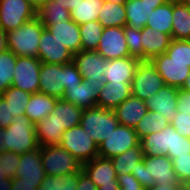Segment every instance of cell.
I'll return each mask as SVG.
<instances>
[{"label": "cell", "instance_id": "6da1fadb", "mask_svg": "<svg viewBox=\"0 0 190 190\" xmlns=\"http://www.w3.org/2000/svg\"><path fill=\"white\" fill-rule=\"evenodd\" d=\"M131 174L145 188L155 184L164 185L165 183H181L173 169L172 160L168 156H147L138 162L136 170Z\"/></svg>", "mask_w": 190, "mask_h": 190}, {"label": "cell", "instance_id": "7a4b0ae2", "mask_svg": "<svg viewBox=\"0 0 190 190\" xmlns=\"http://www.w3.org/2000/svg\"><path fill=\"white\" fill-rule=\"evenodd\" d=\"M44 28L39 17L36 16L17 29L7 31L8 50L16 56L37 57L40 36Z\"/></svg>", "mask_w": 190, "mask_h": 190}, {"label": "cell", "instance_id": "3957f363", "mask_svg": "<svg viewBox=\"0 0 190 190\" xmlns=\"http://www.w3.org/2000/svg\"><path fill=\"white\" fill-rule=\"evenodd\" d=\"M3 151L23 154L39 148L35 124L25 115L13 117L12 123L4 129Z\"/></svg>", "mask_w": 190, "mask_h": 190}, {"label": "cell", "instance_id": "277c9868", "mask_svg": "<svg viewBox=\"0 0 190 190\" xmlns=\"http://www.w3.org/2000/svg\"><path fill=\"white\" fill-rule=\"evenodd\" d=\"M41 163L47 176L71 177L82 170V163L60 145L41 147Z\"/></svg>", "mask_w": 190, "mask_h": 190}, {"label": "cell", "instance_id": "5b68a950", "mask_svg": "<svg viewBox=\"0 0 190 190\" xmlns=\"http://www.w3.org/2000/svg\"><path fill=\"white\" fill-rule=\"evenodd\" d=\"M79 125L98 146L115 130L119 121L113 110L96 106L83 110Z\"/></svg>", "mask_w": 190, "mask_h": 190}, {"label": "cell", "instance_id": "8992f818", "mask_svg": "<svg viewBox=\"0 0 190 190\" xmlns=\"http://www.w3.org/2000/svg\"><path fill=\"white\" fill-rule=\"evenodd\" d=\"M59 145L66 149L82 164L98 156L97 144L80 125L65 130Z\"/></svg>", "mask_w": 190, "mask_h": 190}, {"label": "cell", "instance_id": "52a82bcc", "mask_svg": "<svg viewBox=\"0 0 190 190\" xmlns=\"http://www.w3.org/2000/svg\"><path fill=\"white\" fill-rule=\"evenodd\" d=\"M165 85L164 80L149 60L140 61L131 83L132 95L147 101Z\"/></svg>", "mask_w": 190, "mask_h": 190}, {"label": "cell", "instance_id": "ba28073f", "mask_svg": "<svg viewBox=\"0 0 190 190\" xmlns=\"http://www.w3.org/2000/svg\"><path fill=\"white\" fill-rule=\"evenodd\" d=\"M140 145L134 128L119 124L107 139L98 145V156L112 159Z\"/></svg>", "mask_w": 190, "mask_h": 190}, {"label": "cell", "instance_id": "9c48e42d", "mask_svg": "<svg viewBox=\"0 0 190 190\" xmlns=\"http://www.w3.org/2000/svg\"><path fill=\"white\" fill-rule=\"evenodd\" d=\"M42 62L37 58L17 56L11 86L30 94L39 92V71Z\"/></svg>", "mask_w": 190, "mask_h": 190}, {"label": "cell", "instance_id": "30bf717a", "mask_svg": "<svg viewBox=\"0 0 190 190\" xmlns=\"http://www.w3.org/2000/svg\"><path fill=\"white\" fill-rule=\"evenodd\" d=\"M36 16L27 0L0 1V29L4 32L17 29Z\"/></svg>", "mask_w": 190, "mask_h": 190}, {"label": "cell", "instance_id": "8fae6325", "mask_svg": "<svg viewBox=\"0 0 190 190\" xmlns=\"http://www.w3.org/2000/svg\"><path fill=\"white\" fill-rule=\"evenodd\" d=\"M165 85L182 89L190 75V62L172 61L166 54L157 55L151 60Z\"/></svg>", "mask_w": 190, "mask_h": 190}, {"label": "cell", "instance_id": "7c38bea8", "mask_svg": "<svg viewBox=\"0 0 190 190\" xmlns=\"http://www.w3.org/2000/svg\"><path fill=\"white\" fill-rule=\"evenodd\" d=\"M96 51L106 60L129 57L124 27L104 28Z\"/></svg>", "mask_w": 190, "mask_h": 190}, {"label": "cell", "instance_id": "4fadbf2b", "mask_svg": "<svg viewBox=\"0 0 190 190\" xmlns=\"http://www.w3.org/2000/svg\"><path fill=\"white\" fill-rule=\"evenodd\" d=\"M74 54L66 48L47 28L40 36L37 58L42 63L67 64L73 61Z\"/></svg>", "mask_w": 190, "mask_h": 190}, {"label": "cell", "instance_id": "5bb4252c", "mask_svg": "<svg viewBox=\"0 0 190 190\" xmlns=\"http://www.w3.org/2000/svg\"><path fill=\"white\" fill-rule=\"evenodd\" d=\"M104 85V79H100L96 82L83 79L80 84H77L74 87H64L65 93L62 99L83 110L93 108L97 106V96Z\"/></svg>", "mask_w": 190, "mask_h": 190}, {"label": "cell", "instance_id": "9a60e30c", "mask_svg": "<svg viewBox=\"0 0 190 190\" xmlns=\"http://www.w3.org/2000/svg\"><path fill=\"white\" fill-rule=\"evenodd\" d=\"M39 92L62 99L64 91V64L42 63L39 71Z\"/></svg>", "mask_w": 190, "mask_h": 190}, {"label": "cell", "instance_id": "2e32d148", "mask_svg": "<svg viewBox=\"0 0 190 190\" xmlns=\"http://www.w3.org/2000/svg\"><path fill=\"white\" fill-rule=\"evenodd\" d=\"M18 165L15 177H20L22 182L36 183V187H39L47 176L41 163V147L20 154Z\"/></svg>", "mask_w": 190, "mask_h": 190}, {"label": "cell", "instance_id": "e0dca14e", "mask_svg": "<svg viewBox=\"0 0 190 190\" xmlns=\"http://www.w3.org/2000/svg\"><path fill=\"white\" fill-rule=\"evenodd\" d=\"M106 61L97 51H80L73 57V63L83 79L92 82L104 79Z\"/></svg>", "mask_w": 190, "mask_h": 190}, {"label": "cell", "instance_id": "ac0fdd59", "mask_svg": "<svg viewBox=\"0 0 190 190\" xmlns=\"http://www.w3.org/2000/svg\"><path fill=\"white\" fill-rule=\"evenodd\" d=\"M140 61L132 56L107 60L105 62L106 72L103 74L105 82L131 84Z\"/></svg>", "mask_w": 190, "mask_h": 190}, {"label": "cell", "instance_id": "d6986e66", "mask_svg": "<svg viewBox=\"0 0 190 190\" xmlns=\"http://www.w3.org/2000/svg\"><path fill=\"white\" fill-rule=\"evenodd\" d=\"M177 97L178 88L164 85L146 101L148 111L159 113L172 121L177 115Z\"/></svg>", "mask_w": 190, "mask_h": 190}, {"label": "cell", "instance_id": "ffe728a7", "mask_svg": "<svg viewBox=\"0 0 190 190\" xmlns=\"http://www.w3.org/2000/svg\"><path fill=\"white\" fill-rule=\"evenodd\" d=\"M82 170L89 176L95 186L119 185L117 174L109 158L97 156L93 160L82 164Z\"/></svg>", "mask_w": 190, "mask_h": 190}, {"label": "cell", "instance_id": "44dd1931", "mask_svg": "<svg viewBox=\"0 0 190 190\" xmlns=\"http://www.w3.org/2000/svg\"><path fill=\"white\" fill-rule=\"evenodd\" d=\"M174 127L169 124L163 130L146 135L140 139V145L144 155L147 156H168V151H172Z\"/></svg>", "mask_w": 190, "mask_h": 190}, {"label": "cell", "instance_id": "7402d4cb", "mask_svg": "<svg viewBox=\"0 0 190 190\" xmlns=\"http://www.w3.org/2000/svg\"><path fill=\"white\" fill-rule=\"evenodd\" d=\"M119 124L134 128L148 112L146 101L131 95L114 110Z\"/></svg>", "mask_w": 190, "mask_h": 190}, {"label": "cell", "instance_id": "603a6c76", "mask_svg": "<svg viewBox=\"0 0 190 190\" xmlns=\"http://www.w3.org/2000/svg\"><path fill=\"white\" fill-rule=\"evenodd\" d=\"M172 38L169 34L145 26L141 29V42L143 46V60H151L157 55L166 52Z\"/></svg>", "mask_w": 190, "mask_h": 190}, {"label": "cell", "instance_id": "cb8c5ba5", "mask_svg": "<svg viewBox=\"0 0 190 190\" xmlns=\"http://www.w3.org/2000/svg\"><path fill=\"white\" fill-rule=\"evenodd\" d=\"M131 95V84L105 82L104 87L99 91L97 96L96 105L114 110Z\"/></svg>", "mask_w": 190, "mask_h": 190}, {"label": "cell", "instance_id": "d4e9b609", "mask_svg": "<svg viewBox=\"0 0 190 190\" xmlns=\"http://www.w3.org/2000/svg\"><path fill=\"white\" fill-rule=\"evenodd\" d=\"M73 54L81 51V37L79 25L72 19L56 22L46 27Z\"/></svg>", "mask_w": 190, "mask_h": 190}, {"label": "cell", "instance_id": "484cf974", "mask_svg": "<svg viewBox=\"0 0 190 190\" xmlns=\"http://www.w3.org/2000/svg\"><path fill=\"white\" fill-rule=\"evenodd\" d=\"M57 100L55 97L40 92L31 94L24 115L28 117L33 124H36L52 113Z\"/></svg>", "mask_w": 190, "mask_h": 190}, {"label": "cell", "instance_id": "4316f807", "mask_svg": "<svg viewBox=\"0 0 190 190\" xmlns=\"http://www.w3.org/2000/svg\"><path fill=\"white\" fill-rule=\"evenodd\" d=\"M37 141L40 147L59 145L62 141L64 129L60 128L54 118V114L50 113L47 118L35 124Z\"/></svg>", "mask_w": 190, "mask_h": 190}, {"label": "cell", "instance_id": "83f0119b", "mask_svg": "<svg viewBox=\"0 0 190 190\" xmlns=\"http://www.w3.org/2000/svg\"><path fill=\"white\" fill-rule=\"evenodd\" d=\"M163 4H148L144 0H128L124 6L126 10V25L134 29L146 26L148 15Z\"/></svg>", "mask_w": 190, "mask_h": 190}, {"label": "cell", "instance_id": "f1b7e54d", "mask_svg": "<svg viewBox=\"0 0 190 190\" xmlns=\"http://www.w3.org/2000/svg\"><path fill=\"white\" fill-rule=\"evenodd\" d=\"M173 22L171 38L190 40V7L179 0H173Z\"/></svg>", "mask_w": 190, "mask_h": 190}, {"label": "cell", "instance_id": "f546056e", "mask_svg": "<svg viewBox=\"0 0 190 190\" xmlns=\"http://www.w3.org/2000/svg\"><path fill=\"white\" fill-rule=\"evenodd\" d=\"M52 113L60 128L68 130L80 124L83 109L63 99H58Z\"/></svg>", "mask_w": 190, "mask_h": 190}, {"label": "cell", "instance_id": "4dcf8cb0", "mask_svg": "<svg viewBox=\"0 0 190 190\" xmlns=\"http://www.w3.org/2000/svg\"><path fill=\"white\" fill-rule=\"evenodd\" d=\"M173 0H169L163 5L155 8L150 15L146 26L152 30L156 29L162 33L169 34L172 32L173 22Z\"/></svg>", "mask_w": 190, "mask_h": 190}, {"label": "cell", "instance_id": "1f68e13d", "mask_svg": "<svg viewBox=\"0 0 190 190\" xmlns=\"http://www.w3.org/2000/svg\"><path fill=\"white\" fill-rule=\"evenodd\" d=\"M98 21L103 28L124 27L126 25V10L124 4H117L104 0L99 12Z\"/></svg>", "mask_w": 190, "mask_h": 190}, {"label": "cell", "instance_id": "d6a6232c", "mask_svg": "<svg viewBox=\"0 0 190 190\" xmlns=\"http://www.w3.org/2000/svg\"><path fill=\"white\" fill-rule=\"evenodd\" d=\"M104 0H81L73 10L70 11L71 19L78 25L98 21L99 12Z\"/></svg>", "mask_w": 190, "mask_h": 190}, {"label": "cell", "instance_id": "836d02e7", "mask_svg": "<svg viewBox=\"0 0 190 190\" xmlns=\"http://www.w3.org/2000/svg\"><path fill=\"white\" fill-rule=\"evenodd\" d=\"M143 157L144 153L141 145H139L112 158L111 162L117 175L131 174L132 170L137 169L138 162L142 161Z\"/></svg>", "mask_w": 190, "mask_h": 190}, {"label": "cell", "instance_id": "e575fe53", "mask_svg": "<svg viewBox=\"0 0 190 190\" xmlns=\"http://www.w3.org/2000/svg\"><path fill=\"white\" fill-rule=\"evenodd\" d=\"M37 16L45 28L56 22L71 19L70 11L59 5L56 0H47L43 7L37 12Z\"/></svg>", "mask_w": 190, "mask_h": 190}, {"label": "cell", "instance_id": "d590c367", "mask_svg": "<svg viewBox=\"0 0 190 190\" xmlns=\"http://www.w3.org/2000/svg\"><path fill=\"white\" fill-rule=\"evenodd\" d=\"M170 121L159 113L148 111L135 127L139 139L166 128Z\"/></svg>", "mask_w": 190, "mask_h": 190}, {"label": "cell", "instance_id": "8d00e7d4", "mask_svg": "<svg viewBox=\"0 0 190 190\" xmlns=\"http://www.w3.org/2000/svg\"><path fill=\"white\" fill-rule=\"evenodd\" d=\"M103 29L99 21H91L79 25L81 51H96Z\"/></svg>", "mask_w": 190, "mask_h": 190}, {"label": "cell", "instance_id": "74e56055", "mask_svg": "<svg viewBox=\"0 0 190 190\" xmlns=\"http://www.w3.org/2000/svg\"><path fill=\"white\" fill-rule=\"evenodd\" d=\"M17 56L10 50L0 53V95H2L13 82V72Z\"/></svg>", "mask_w": 190, "mask_h": 190}, {"label": "cell", "instance_id": "f35d334b", "mask_svg": "<svg viewBox=\"0 0 190 190\" xmlns=\"http://www.w3.org/2000/svg\"><path fill=\"white\" fill-rule=\"evenodd\" d=\"M1 96L9 104L11 114L18 116L24 115L31 94L10 86Z\"/></svg>", "mask_w": 190, "mask_h": 190}, {"label": "cell", "instance_id": "ab89813d", "mask_svg": "<svg viewBox=\"0 0 190 190\" xmlns=\"http://www.w3.org/2000/svg\"><path fill=\"white\" fill-rule=\"evenodd\" d=\"M38 190H76V179L74 176H46Z\"/></svg>", "mask_w": 190, "mask_h": 190}, {"label": "cell", "instance_id": "60d3db41", "mask_svg": "<svg viewBox=\"0 0 190 190\" xmlns=\"http://www.w3.org/2000/svg\"><path fill=\"white\" fill-rule=\"evenodd\" d=\"M124 35L130 56L143 61V46L141 42V29H134L127 25L124 26Z\"/></svg>", "mask_w": 190, "mask_h": 190}, {"label": "cell", "instance_id": "b9f144b4", "mask_svg": "<svg viewBox=\"0 0 190 190\" xmlns=\"http://www.w3.org/2000/svg\"><path fill=\"white\" fill-rule=\"evenodd\" d=\"M172 61L190 62V40H171L165 52Z\"/></svg>", "mask_w": 190, "mask_h": 190}, {"label": "cell", "instance_id": "7bdbcfd3", "mask_svg": "<svg viewBox=\"0 0 190 190\" xmlns=\"http://www.w3.org/2000/svg\"><path fill=\"white\" fill-rule=\"evenodd\" d=\"M190 153V138L184 137L173 129L172 151H168V157L172 160Z\"/></svg>", "mask_w": 190, "mask_h": 190}, {"label": "cell", "instance_id": "ee69618b", "mask_svg": "<svg viewBox=\"0 0 190 190\" xmlns=\"http://www.w3.org/2000/svg\"><path fill=\"white\" fill-rule=\"evenodd\" d=\"M172 164L180 182L190 178V153L172 159Z\"/></svg>", "mask_w": 190, "mask_h": 190}, {"label": "cell", "instance_id": "f6af8a7d", "mask_svg": "<svg viewBox=\"0 0 190 190\" xmlns=\"http://www.w3.org/2000/svg\"><path fill=\"white\" fill-rule=\"evenodd\" d=\"M0 158L3 159L4 172L8 177L14 178L17 167L20 162V154L10 151L0 152Z\"/></svg>", "mask_w": 190, "mask_h": 190}, {"label": "cell", "instance_id": "bcb514c9", "mask_svg": "<svg viewBox=\"0 0 190 190\" xmlns=\"http://www.w3.org/2000/svg\"><path fill=\"white\" fill-rule=\"evenodd\" d=\"M170 124L175 128L177 133L190 138V114H183L177 111V115L170 121Z\"/></svg>", "mask_w": 190, "mask_h": 190}, {"label": "cell", "instance_id": "7dc6e473", "mask_svg": "<svg viewBox=\"0 0 190 190\" xmlns=\"http://www.w3.org/2000/svg\"><path fill=\"white\" fill-rule=\"evenodd\" d=\"M83 81L75 64L72 62L64 64V87H74Z\"/></svg>", "mask_w": 190, "mask_h": 190}, {"label": "cell", "instance_id": "c3c4849f", "mask_svg": "<svg viewBox=\"0 0 190 190\" xmlns=\"http://www.w3.org/2000/svg\"><path fill=\"white\" fill-rule=\"evenodd\" d=\"M117 182L120 190H146L132 174L117 175Z\"/></svg>", "mask_w": 190, "mask_h": 190}, {"label": "cell", "instance_id": "681fc988", "mask_svg": "<svg viewBox=\"0 0 190 190\" xmlns=\"http://www.w3.org/2000/svg\"><path fill=\"white\" fill-rule=\"evenodd\" d=\"M13 117L9 104L0 95V127L7 128L12 123Z\"/></svg>", "mask_w": 190, "mask_h": 190}, {"label": "cell", "instance_id": "f907efd6", "mask_svg": "<svg viewBox=\"0 0 190 190\" xmlns=\"http://www.w3.org/2000/svg\"><path fill=\"white\" fill-rule=\"evenodd\" d=\"M74 177L76 179V190H97L93 181L83 170L75 174Z\"/></svg>", "mask_w": 190, "mask_h": 190}, {"label": "cell", "instance_id": "816d5d0a", "mask_svg": "<svg viewBox=\"0 0 190 190\" xmlns=\"http://www.w3.org/2000/svg\"><path fill=\"white\" fill-rule=\"evenodd\" d=\"M176 110L183 114H190V92L178 89Z\"/></svg>", "mask_w": 190, "mask_h": 190}, {"label": "cell", "instance_id": "f5cc1de1", "mask_svg": "<svg viewBox=\"0 0 190 190\" xmlns=\"http://www.w3.org/2000/svg\"><path fill=\"white\" fill-rule=\"evenodd\" d=\"M11 190H38V187H36V183L22 182L20 177H14Z\"/></svg>", "mask_w": 190, "mask_h": 190}, {"label": "cell", "instance_id": "db71d44e", "mask_svg": "<svg viewBox=\"0 0 190 190\" xmlns=\"http://www.w3.org/2000/svg\"><path fill=\"white\" fill-rule=\"evenodd\" d=\"M146 190H183L181 183H165L164 185L155 184Z\"/></svg>", "mask_w": 190, "mask_h": 190}, {"label": "cell", "instance_id": "11a10c76", "mask_svg": "<svg viewBox=\"0 0 190 190\" xmlns=\"http://www.w3.org/2000/svg\"><path fill=\"white\" fill-rule=\"evenodd\" d=\"M63 8L71 11L81 0H56Z\"/></svg>", "mask_w": 190, "mask_h": 190}, {"label": "cell", "instance_id": "9f6ffc18", "mask_svg": "<svg viewBox=\"0 0 190 190\" xmlns=\"http://www.w3.org/2000/svg\"><path fill=\"white\" fill-rule=\"evenodd\" d=\"M8 49L6 32L0 29V53Z\"/></svg>", "mask_w": 190, "mask_h": 190}, {"label": "cell", "instance_id": "6f0895ef", "mask_svg": "<svg viewBox=\"0 0 190 190\" xmlns=\"http://www.w3.org/2000/svg\"><path fill=\"white\" fill-rule=\"evenodd\" d=\"M29 5L35 10L37 13L45 4L47 0H27Z\"/></svg>", "mask_w": 190, "mask_h": 190}, {"label": "cell", "instance_id": "680465c9", "mask_svg": "<svg viewBox=\"0 0 190 190\" xmlns=\"http://www.w3.org/2000/svg\"><path fill=\"white\" fill-rule=\"evenodd\" d=\"M12 178L8 177L4 180H0V190H11Z\"/></svg>", "mask_w": 190, "mask_h": 190}, {"label": "cell", "instance_id": "91938a15", "mask_svg": "<svg viewBox=\"0 0 190 190\" xmlns=\"http://www.w3.org/2000/svg\"><path fill=\"white\" fill-rule=\"evenodd\" d=\"M97 190H120L119 185H107V186H100Z\"/></svg>", "mask_w": 190, "mask_h": 190}, {"label": "cell", "instance_id": "94428289", "mask_svg": "<svg viewBox=\"0 0 190 190\" xmlns=\"http://www.w3.org/2000/svg\"><path fill=\"white\" fill-rule=\"evenodd\" d=\"M8 178L7 174L4 172V167H3V159L0 158V180H4Z\"/></svg>", "mask_w": 190, "mask_h": 190}, {"label": "cell", "instance_id": "6125c7cd", "mask_svg": "<svg viewBox=\"0 0 190 190\" xmlns=\"http://www.w3.org/2000/svg\"><path fill=\"white\" fill-rule=\"evenodd\" d=\"M4 129L0 127V152H3V145H4Z\"/></svg>", "mask_w": 190, "mask_h": 190}, {"label": "cell", "instance_id": "be15d7a7", "mask_svg": "<svg viewBox=\"0 0 190 190\" xmlns=\"http://www.w3.org/2000/svg\"><path fill=\"white\" fill-rule=\"evenodd\" d=\"M181 185L183 190H190V178L185 179L183 182H181Z\"/></svg>", "mask_w": 190, "mask_h": 190}, {"label": "cell", "instance_id": "e7e4bbea", "mask_svg": "<svg viewBox=\"0 0 190 190\" xmlns=\"http://www.w3.org/2000/svg\"><path fill=\"white\" fill-rule=\"evenodd\" d=\"M169 0H144L148 4H164Z\"/></svg>", "mask_w": 190, "mask_h": 190}, {"label": "cell", "instance_id": "03108f58", "mask_svg": "<svg viewBox=\"0 0 190 190\" xmlns=\"http://www.w3.org/2000/svg\"><path fill=\"white\" fill-rule=\"evenodd\" d=\"M182 89L184 91L190 92V75L187 77V80H186L184 86L182 87Z\"/></svg>", "mask_w": 190, "mask_h": 190}, {"label": "cell", "instance_id": "003e7915", "mask_svg": "<svg viewBox=\"0 0 190 190\" xmlns=\"http://www.w3.org/2000/svg\"><path fill=\"white\" fill-rule=\"evenodd\" d=\"M106 1L117 3V4H125L128 0H106Z\"/></svg>", "mask_w": 190, "mask_h": 190}, {"label": "cell", "instance_id": "a7ac6f4b", "mask_svg": "<svg viewBox=\"0 0 190 190\" xmlns=\"http://www.w3.org/2000/svg\"><path fill=\"white\" fill-rule=\"evenodd\" d=\"M182 4L190 7V0H179Z\"/></svg>", "mask_w": 190, "mask_h": 190}]
</instances>
